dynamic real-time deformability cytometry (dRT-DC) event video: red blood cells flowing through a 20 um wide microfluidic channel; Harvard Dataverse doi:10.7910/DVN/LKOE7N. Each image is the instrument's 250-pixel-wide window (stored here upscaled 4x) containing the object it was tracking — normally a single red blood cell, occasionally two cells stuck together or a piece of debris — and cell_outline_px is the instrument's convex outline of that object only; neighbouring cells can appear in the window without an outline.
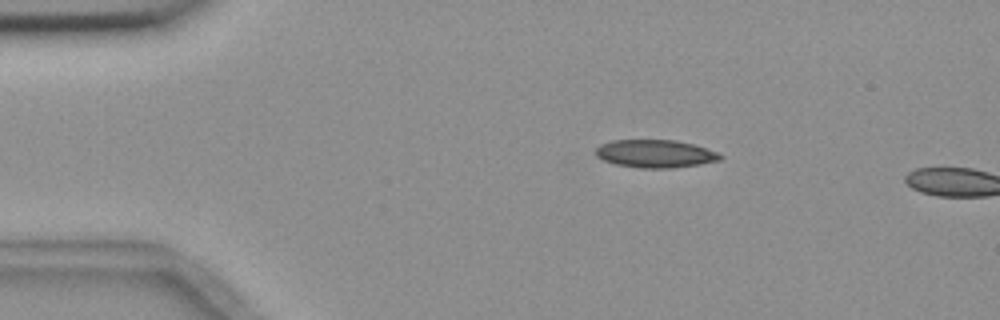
{"species": "common noctule bat (a hibernating species)", "species_latin": "Nyctalus noctula", "temperature_condition": "room temperature", "stored_images_in_passage": 4, "camera_frame_rate_fps": 3000, "um_per_image_px": 0.085, "animal": {"sex": "female", "body_mass_g": 18.4}, "frame": {"image": 1, "passage_image": 3, "time_ms": 2.333, "image_size_px": [1000, 320], "cell_outline_px": [[724, 156], [720, 160], [700, 164], [668, 168], [640, 168], [616, 164], [604, 160], [596, 156], [592, 152], [600, 144], [612, 140], [676, 140], [692, 144], [716, 152]], "centroid_in_image_um": [55.65, 13.06], "position_along_channel_um": 29.4, "area_um2": 20.17}}